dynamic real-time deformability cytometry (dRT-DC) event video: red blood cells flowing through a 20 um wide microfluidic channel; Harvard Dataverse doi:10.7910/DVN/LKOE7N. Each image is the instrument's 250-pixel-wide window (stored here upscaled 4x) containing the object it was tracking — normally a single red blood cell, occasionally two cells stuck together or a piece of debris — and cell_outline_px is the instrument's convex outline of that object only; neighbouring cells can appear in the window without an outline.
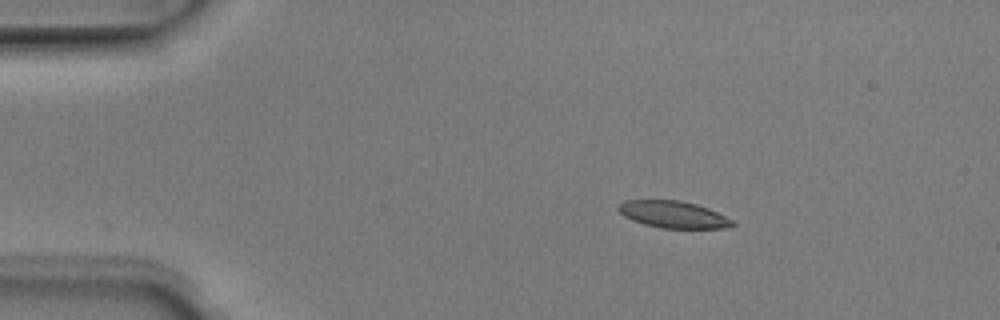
{"species": "Egyptian fruit bat (a non-hibernating species)", "species_latin": "Rousettus aegyptiacus", "temperature_condition": "room temperature", "stored_images_in_passage": 43, "camera_frame_rate_fps": 3000, "um_per_image_px": 0.085, "animal": {"sex": "male"}, "frame": {"image": 1, "passage_image": 1, "time_ms": 0.0, "image_size_px": [1000, 320], "cell_outline_px": [[736, 224], [728, 228], [660, 228], [644, 224], [632, 220], [624, 216], [616, 208], [616, 204], [624, 200], [680, 200], [696, 204], [708, 208], [732, 220]], "centroid_in_image_um": [57.18, 18.22], "position_along_channel_um": 27.8, "area_um2": 17.98}}
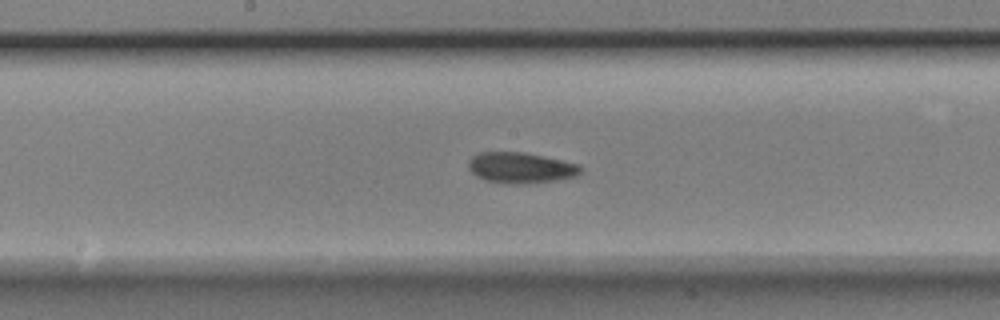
{"frame": {"image": 2, "passage_image": 19, "time_ms": 6.0, "image_size_px": [1000, 320], "cell_outline_px": [[584, 168], [576, 176], [556, 180], [528, 184], [512, 184], [484, 180], [476, 176], [468, 168], [468, 160], [472, 156], [480, 152], [524, 152], [544, 156], [580, 164]], "centroid_in_image_um": [44.27, 14.26], "position_along_channel_um": 203.9, "area_um2": 20.35}}
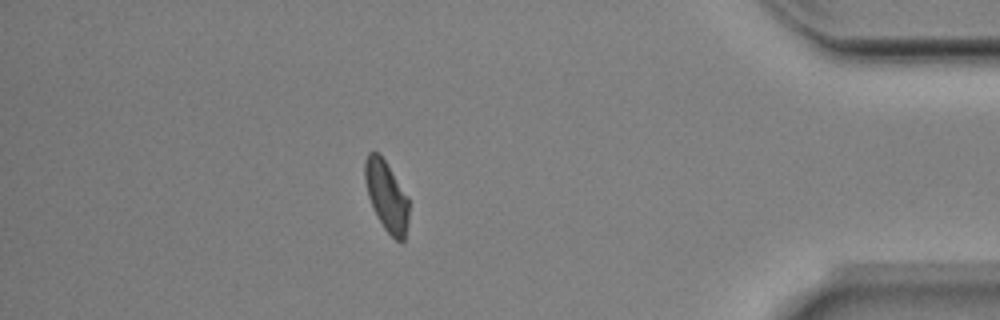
{"frame": {"image": 3, "passage_image": 37, "time_ms": 12.0, "image_size_px": [1000, 320], "cell_outline_px": [[408, 224], [404, 240], [396, 240], [384, 228], [376, 216], [372, 208], [368, 196], [364, 180], [364, 160], [368, 152], [380, 152], [408, 196]], "centroid_in_image_um": [32.83, 16.62], "position_along_channel_um": 402.4, "area_um2": 18.21}, "authors_computed_cell_mechanics": {"area_um2": 19.1318, "velocity_mm_per_s": 3.9829, "shape_relaxation_time_tau1_ms": 7.0964, "shape_relaxation_time_tau2_ms": 7.9175, "deformation_change_tau1": 0.1557, "deformation_change_tau2": 0.1388}}